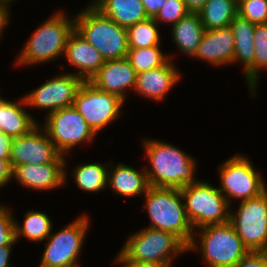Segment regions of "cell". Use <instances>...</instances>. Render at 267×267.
Returning a JSON list of instances; mask_svg holds the SVG:
<instances>
[{"mask_svg":"<svg viewBox=\"0 0 267 267\" xmlns=\"http://www.w3.org/2000/svg\"><path fill=\"white\" fill-rule=\"evenodd\" d=\"M144 195L143 209L152 222L149 227L174 233L188 246V250H196L198 245L194 234L197 230L187 217L180 189L149 186Z\"/></svg>","mask_w":267,"mask_h":267,"instance_id":"1","label":"cell"},{"mask_svg":"<svg viewBox=\"0 0 267 267\" xmlns=\"http://www.w3.org/2000/svg\"><path fill=\"white\" fill-rule=\"evenodd\" d=\"M151 168L146 170L149 186L181 189L198 182L195 179L196 162L192 156L169 143L143 140Z\"/></svg>","mask_w":267,"mask_h":267,"instance_id":"2","label":"cell"},{"mask_svg":"<svg viewBox=\"0 0 267 267\" xmlns=\"http://www.w3.org/2000/svg\"><path fill=\"white\" fill-rule=\"evenodd\" d=\"M74 29L96 47L105 61L127 57L126 28L103 15L98 9L86 8L74 17Z\"/></svg>","mask_w":267,"mask_h":267,"instance_id":"3","label":"cell"},{"mask_svg":"<svg viewBox=\"0 0 267 267\" xmlns=\"http://www.w3.org/2000/svg\"><path fill=\"white\" fill-rule=\"evenodd\" d=\"M188 251V246L174 233L146 228L132 234L115 261L156 262L170 267L172 258Z\"/></svg>","mask_w":267,"mask_h":267,"instance_id":"4","label":"cell"},{"mask_svg":"<svg viewBox=\"0 0 267 267\" xmlns=\"http://www.w3.org/2000/svg\"><path fill=\"white\" fill-rule=\"evenodd\" d=\"M63 12L54 13L27 41L18 56V65L42 64L64 54L67 39L74 30V18ZM73 18V19H72Z\"/></svg>","mask_w":267,"mask_h":267,"instance_id":"5","label":"cell"},{"mask_svg":"<svg viewBox=\"0 0 267 267\" xmlns=\"http://www.w3.org/2000/svg\"><path fill=\"white\" fill-rule=\"evenodd\" d=\"M180 191L185 201L187 217L194 229L229 222L231 205L218 187L198 180L181 188Z\"/></svg>","mask_w":267,"mask_h":267,"instance_id":"6","label":"cell"},{"mask_svg":"<svg viewBox=\"0 0 267 267\" xmlns=\"http://www.w3.org/2000/svg\"><path fill=\"white\" fill-rule=\"evenodd\" d=\"M202 259L209 267H233L249 250L230 222L198 228Z\"/></svg>","mask_w":267,"mask_h":267,"instance_id":"7","label":"cell"},{"mask_svg":"<svg viewBox=\"0 0 267 267\" xmlns=\"http://www.w3.org/2000/svg\"><path fill=\"white\" fill-rule=\"evenodd\" d=\"M238 213L229 214V222L249 251H267V190L240 201Z\"/></svg>","mask_w":267,"mask_h":267,"instance_id":"8","label":"cell"},{"mask_svg":"<svg viewBox=\"0 0 267 267\" xmlns=\"http://www.w3.org/2000/svg\"><path fill=\"white\" fill-rule=\"evenodd\" d=\"M261 176L246 157L237 154L221 164L219 169L221 188L218 189L229 205L233 199L248 200L267 190Z\"/></svg>","mask_w":267,"mask_h":267,"instance_id":"9","label":"cell"},{"mask_svg":"<svg viewBox=\"0 0 267 267\" xmlns=\"http://www.w3.org/2000/svg\"><path fill=\"white\" fill-rule=\"evenodd\" d=\"M86 215L79 216L73 223L50 234L42 255L40 267H80L78 264L89 221Z\"/></svg>","mask_w":267,"mask_h":267,"instance_id":"10","label":"cell"},{"mask_svg":"<svg viewBox=\"0 0 267 267\" xmlns=\"http://www.w3.org/2000/svg\"><path fill=\"white\" fill-rule=\"evenodd\" d=\"M123 103L125 101L117 95L102 91L89 81H84L77 91L73 106L97 135L98 131L120 116Z\"/></svg>","mask_w":267,"mask_h":267,"instance_id":"11","label":"cell"},{"mask_svg":"<svg viewBox=\"0 0 267 267\" xmlns=\"http://www.w3.org/2000/svg\"><path fill=\"white\" fill-rule=\"evenodd\" d=\"M45 120L43 128L63 156L78 144L93 140L96 135L74 106L48 113Z\"/></svg>","mask_w":267,"mask_h":267,"instance_id":"12","label":"cell"},{"mask_svg":"<svg viewBox=\"0 0 267 267\" xmlns=\"http://www.w3.org/2000/svg\"><path fill=\"white\" fill-rule=\"evenodd\" d=\"M39 126L41 125L38 124L28 134L13 139L10 154L12 168L26 164L65 163L66 158L50 140L46 130H40ZM39 130H43L44 135Z\"/></svg>","mask_w":267,"mask_h":267,"instance_id":"13","label":"cell"},{"mask_svg":"<svg viewBox=\"0 0 267 267\" xmlns=\"http://www.w3.org/2000/svg\"><path fill=\"white\" fill-rule=\"evenodd\" d=\"M84 81L75 73L58 75L46 81L37 89L24 96L27 106L38 109H50L48 113L58 109L71 107L81 84Z\"/></svg>","mask_w":267,"mask_h":267,"instance_id":"14","label":"cell"},{"mask_svg":"<svg viewBox=\"0 0 267 267\" xmlns=\"http://www.w3.org/2000/svg\"><path fill=\"white\" fill-rule=\"evenodd\" d=\"M136 75L135 69L127 58L108 60L89 82L96 88L115 94L124 101L126 88L133 90L135 88Z\"/></svg>","mask_w":267,"mask_h":267,"instance_id":"15","label":"cell"},{"mask_svg":"<svg viewBox=\"0 0 267 267\" xmlns=\"http://www.w3.org/2000/svg\"><path fill=\"white\" fill-rule=\"evenodd\" d=\"M65 163L26 164L13 167L12 178L33 190H50L65 185Z\"/></svg>","mask_w":267,"mask_h":267,"instance_id":"16","label":"cell"},{"mask_svg":"<svg viewBox=\"0 0 267 267\" xmlns=\"http://www.w3.org/2000/svg\"><path fill=\"white\" fill-rule=\"evenodd\" d=\"M64 55L69 62L68 66L77 67L79 71L75 74L83 81H90L105 62L98 49L87 42L75 29L67 39Z\"/></svg>","mask_w":267,"mask_h":267,"instance_id":"17","label":"cell"},{"mask_svg":"<svg viewBox=\"0 0 267 267\" xmlns=\"http://www.w3.org/2000/svg\"><path fill=\"white\" fill-rule=\"evenodd\" d=\"M235 41L230 26L205 30L195 58L220 66L233 63Z\"/></svg>","mask_w":267,"mask_h":267,"instance_id":"18","label":"cell"},{"mask_svg":"<svg viewBox=\"0 0 267 267\" xmlns=\"http://www.w3.org/2000/svg\"><path fill=\"white\" fill-rule=\"evenodd\" d=\"M181 74L171 60L159 66L136 75L134 91L142 96L162 100L166 93L178 83Z\"/></svg>","mask_w":267,"mask_h":267,"instance_id":"19","label":"cell"},{"mask_svg":"<svg viewBox=\"0 0 267 267\" xmlns=\"http://www.w3.org/2000/svg\"><path fill=\"white\" fill-rule=\"evenodd\" d=\"M113 169V170H112ZM108 170L107 185L120 196L136 197L145 194L148 187L147 174L144 171H137L131 166L119 163L117 167Z\"/></svg>","mask_w":267,"mask_h":267,"instance_id":"20","label":"cell"},{"mask_svg":"<svg viewBox=\"0 0 267 267\" xmlns=\"http://www.w3.org/2000/svg\"><path fill=\"white\" fill-rule=\"evenodd\" d=\"M19 100L17 103L4 98L0 100V131L13 138L28 134L38 125L22 108L24 105L27 106L25 99Z\"/></svg>","mask_w":267,"mask_h":267,"instance_id":"21","label":"cell"},{"mask_svg":"<svg viewBox=\"0 0 267 267\" xmlns=\"http://www.w3.org/2000/svg\"><path fill=\"white\" fill-rule=\"evenodd\" d=\"M171 28L173 42L181 53L194 57L205 31L199 13L188 12Z\"/></svg>","mask_w":267,"mask_h":267,"instance_id":"22","label":"cell"},{"mask_svg":"<svg viewBox=\"0 0 267 267\" xmlns=\"http://www.w3.org/2000/svg\"><path fill=\"white\" fill-rule=\"evenodd\" d=\"M97 9L124 28L149 18L142 0H106Z\"/></svg>","mask_w":267,"mask_h":267,"instance_id":"23","label":"cell"},{"mask_svg":"<svg viewBox=\"0 0 267 267\" xmlns=\"http://www.w3.org/2000/svg\"><path fill=\"white\" fill-rule=\"evenodd\" d=\"M255 25L256 24L249 20L240 17L238 14L229 25L235 41L233 63L236 61L242 62L243 71H245L254 60L255 50L253 36Z\"/></svg>","mask_w":267,"mask_h":267,"instance_id":"24","label":"cell"},{"mask_svg":"<svg viewBox=\"0 0 267 267\" xmlns=\"http://www.w3.org/2000/svg\"><path fill=\"white\" fill-rule=\"evenodd\" d=\"M238 0H207L199 12L205 30L228 27L238 14Z\"/></svg>","mask_w":267,"mask_h":267,"instance_id":"25","label":"cell"},{"mask_svg":"<svg viewBox=\"0 0 267 267\" xmlns=\"http://www.w3.org/2000/svg\"><path fill=\"white\" fill-rule=\"evenodd\" d=\"M253 40L255 50L254 60L244 71V74L248 87L251 89V94L255 96V89L260 78L259 73L263 69L267 70V23L255 25Z\"/></svg>","mask_w":267,"mask_h":267,"instance_id":"26","label":"cell"},{"mask_svg":"<svg viewBox=\"0 0 267 267\" xmlns=\"http://www.w3.org/2000/svg\"><path fill=\"white\" fill-rule=\"evenodd\" d=\"M52 222L46 213L27 211L22 226L14 219L15 240L25 237L35 242H41L51 234Z\"/></svg>","mask_w":267,"mask_h":267,"instance_id":"27","label":"cell"},{"mask_svg":"<svg viewBox=\"0 0 267 267\" xmlns=\"http://www.w3.org/2000/svg\"><path fill=\"white\" fill-rule=\"evenodd\" d=\"M73 176L78 187L87 192H99L108 186V168L102 163L79 164Z\"/></svg>","mask_w":267,"mask_h":267,"instance_id":"28","label":"cell"},{"mask_svg":"<svg viewBox=\"0 0 267 267\" xmlns=\"http://www.w3.org/2000/svg\"><path fill=\"white\" fill-rule=\"evenodd\" d=\"M154 18L137 22L126 28L128 48H148L160 45V31Z\"/></svg>","mask_w":267,"mask_h":267,"instance_id":"29","label":"cell"},{"mask_svg":"<svg viewBox=\"0 0 267 267\" xmlns=\"http://www.w3.org/2000/svg\"><path fill=\"white\" fill-rule=\"evenodd\" d=\"M126 58L137 74L165 65L170 60L161 52L160 45L148 48H129Z\"/></svg>","mask_w":267,"mask_h":267,"instance_id":"30","label":"cell"},{"mask_svg":"<svg viewBox=\"0 0 267 267\" xmlns=\"http://www.w3.org/2000/svg\"><path fill=\"white\" fill-rule=\"evenodd\" d=\"M238 15L254 24L267 23V0H238Z\"/></svg>","mask_w":267,"mask_h":267,"instance_id":"31","label":"cell"},{"mask_svg":"<svg viewBox=\"0 0 267 267\" xmlns=\"http://www.w3.org/2000/svg\"><path fill=\"white\" fill-rule=\"evenodd\" d=\"M187 13L188 11L183 0H166L164 5L154 17V20L157 23L167 22L173 26Z\"/></svg>","mask_w":267,"mask_h":267,"instance_id":"32","label":"cell"},{"mask_svg":"<svg viewBox=\"0 0 267 267\" xmlns=\"http://www.w3.org/2000/svg\"><path fill=\"white\" fill-rule=\"evenodd\" d=\"M11 210L0 205V246L14 245L15 240L14 218Z\"/></svg>","mask_w":267,"mask_h":267,"instance_id":"33","label":"cell"},{"mask_svg":"<svg viewBox=\"0 0 267 267\" xmlns=\"http://www.w3.org/2000/svg\"><path fill=\"white\" fill-rule=\"evenodd\" d=\"M233 267H267V251H249Z\"/></svg>","mask_w":267,"mask_h":267,"instance_id":"34","label":"cell"},{"mask_svg":"<svg viewBox=\"0 0 267 267\" xmlns=\"http://www.w3.org/2000/svg\"><path fill=\"white\" fill-rule=\"evenodd\" d=\"M13 168L10 159L0 158V188L12 179Z\"/></svg>","mask_w":267,"mask_h":267,"instance_id":"35","label":"cell"},{"mask_svg":"<svg viewBox=\"0 0 267 267\" xmlns=\"http://www.w3.org/2000/svg\"><path fill=\"white\" fill-rule=\"evenodd\" d=\"M13 137L0 131V158L10 159Z\"/></svg>","mask_w":267,"mask_h":267,"instance_id":"36","label":"cell"},{"mask_svg":"<svg viewBox=\"0 0 267 267\" xmlns=\"http://www.w3.org/2000/svg\"><path fill=\"white\" fill-rule=\"evenodd\" d=\"M166 0H142L145 12L149 18H154Z\"/></svg>","mask_w":267,"mask_h":267,"instance_id":"37","label":"cell"},{"mask_svg":"<svg viewBox=\"0 0 267 267\" xmlns=\"http://www.w3.org/2000/svg\"><path fill=\"white\" fill-rule=\"evenodd\" d=\"M14 0H0V36L2 34V30L9 23V7L10 2ZM1 38V37H0Z\"/></svg>","mask_w":267,"mask_h":267,"instance_id":"38","label":"cell"},{"mask_svg":"<svg viewBox=\"0 0 267 267\" xmlns=\"http://www.w3.org/2000/svg\"><path fill=\"white\" fill-rule=\"evenodd\" d=\"M121 263L122 267H169L166 264L156 262H134V261H115Z\"/></svg>","mask_w":267,"mask_h":267,"instance_id":"39","label":"cell"},{"mask_svg":"<svg viewBox=\"0 0 267 267\" xmlns=\"http://www.w3.org/2000/svg\"><path fill=\"white\" fill-rule=\"evenodd\" d=\"M183 1L185 2L187 11L191 13H199L207 2V0H183Z\"/></svg>","mask_w":267,"mask_h":267,"instance_id":"40","label":"cell"},{"mask_svg":"<svg viewBox=\"0 0 267 267\" xmlns=\"http://www.w3.org/2000/svg\"><path fill=\"white\" fill-rule=\"evenodd\" d=\"M13 245L0 246V267H11L9 257Z\"/></svg>","mask_w":267,"mask_h":267,"instance_id":"41","label":"cell"},{"mask_svg":"<svg viewBox=\"0 0 267 267\" xmlns=\"http://www.w3.org/2000/svg\"><path fill=\"white\" fill-rule=\"evenodd\" d=\"M104 1H106V0H95L87 8L97 9Z\"/></svg>","mask_w":267,"mask_h":267,"instance_id":"42","label":"cell"}]
</instances>
